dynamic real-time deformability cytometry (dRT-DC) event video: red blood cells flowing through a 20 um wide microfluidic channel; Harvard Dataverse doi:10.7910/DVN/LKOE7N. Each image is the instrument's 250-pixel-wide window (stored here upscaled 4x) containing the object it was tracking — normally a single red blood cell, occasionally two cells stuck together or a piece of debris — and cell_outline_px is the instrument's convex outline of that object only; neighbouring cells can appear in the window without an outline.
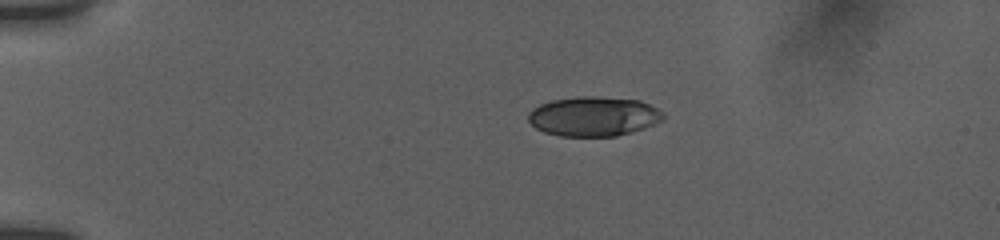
{"species": "human", "species_latin": "Homo sapiens", "temperature_condition": "room temperature", "stored_images_in_passage": 10, "camera_frame_rate_fps": 3000, "um_per_image_px": 0.085, "donor": {"sex": "female"}, "frame": {"image": 1, "passage_image": 7, "time_ms": 3.667, "image_size_px": [1000, 240], "cell_outline_px": [[664, 120], [644, 128], [616, 136], [560, 136], [544, 132], [536, 128], [528, 120], [528, 112], [532, 108], [540, 104], [552, 100], [580, 96], [596, 96], [640, 100], [664, 112]], "centroid_in_image_um": [50.45, 9.89], "position_along_channel_um": 34.5, "area_um2": 31.21}}